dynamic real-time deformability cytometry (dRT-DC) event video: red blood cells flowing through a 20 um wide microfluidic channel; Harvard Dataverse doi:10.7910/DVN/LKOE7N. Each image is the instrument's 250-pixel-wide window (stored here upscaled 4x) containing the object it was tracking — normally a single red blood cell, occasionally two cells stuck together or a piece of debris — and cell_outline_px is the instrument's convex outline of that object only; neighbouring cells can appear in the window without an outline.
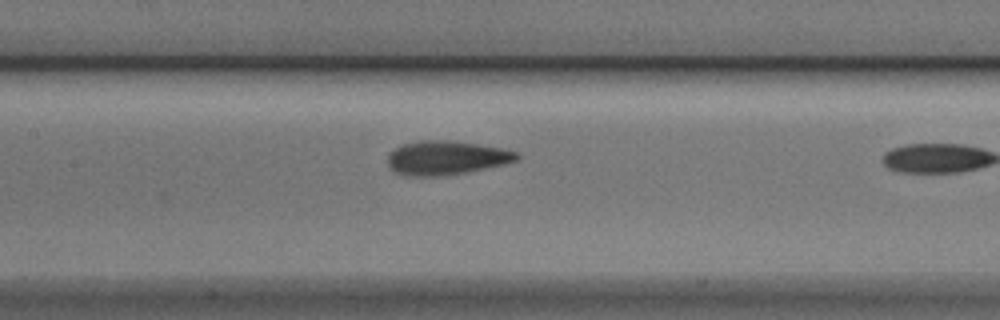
{"species": "Egyptian fruit bat (a non-hibernating species)", "species_latin": "Rousettus aegyptiacus", "temperature_condition": "cold", "stored_images_in_passage": 7, "segment_of_instrument_passage": [2, 2], "camera_frame_rate_fps": 3000, "um_per_image_px": 0.085, "animal": {"sex": "male"}, "frame": {"image": 1, "passage_image": 7, "time_ms": 2.0, "image_size_px": [1000, 320], "cell_outline_px": [[520, 156], [516, 160], [504, 164], [464, 172], [440, 176], [408, 176], [392, 172], [388, 164], [388, 156], [396, 148], [404, 144], [416, 140], [448, 140], [476, 144], [500, 148], [516, 152]], "centroid_in_image_um": [37.88, 13.41], "position_along_channel_um": 169.5, "area_um2": 25.26}}